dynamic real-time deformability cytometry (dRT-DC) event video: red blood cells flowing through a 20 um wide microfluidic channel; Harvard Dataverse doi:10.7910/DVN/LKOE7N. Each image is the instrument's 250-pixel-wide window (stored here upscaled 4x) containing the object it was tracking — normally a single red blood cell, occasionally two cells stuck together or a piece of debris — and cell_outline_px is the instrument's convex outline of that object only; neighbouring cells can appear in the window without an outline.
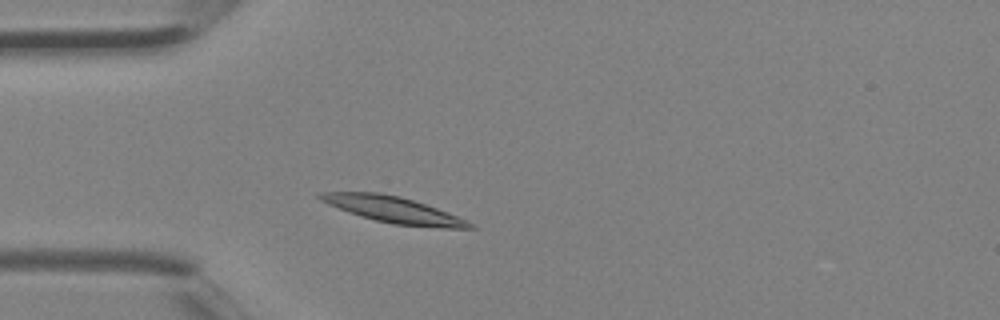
{"species": "Egyptian fruit bat (a non-hibernating species)", "species_latin": "Rousettus aegyptiacus", "temperature_condition": "room temperature", "stored_images_in_passage": 2, "camera_frame_rate_fps": 3000, "um_per_image_px": 0.085, "animal": {"sex": "female"}, "frame": {"image": 1, "passage_image": 2, "time_ms": 0.333, "image_size_px": [1000, 320], "cell_outline_px": [[476, 228], [440, 228], [392, 224], [360, 216], [348, 212], [328, 204], [320, 200], [316, 196], [320, 192], [380, 192], [400, 196], [436, 208], [456, 216], [472, 224]], "centroid_in_image_um": [33.38, 17.82], "position_along_channel_um": 51.6, "area_um2": 22.54}}